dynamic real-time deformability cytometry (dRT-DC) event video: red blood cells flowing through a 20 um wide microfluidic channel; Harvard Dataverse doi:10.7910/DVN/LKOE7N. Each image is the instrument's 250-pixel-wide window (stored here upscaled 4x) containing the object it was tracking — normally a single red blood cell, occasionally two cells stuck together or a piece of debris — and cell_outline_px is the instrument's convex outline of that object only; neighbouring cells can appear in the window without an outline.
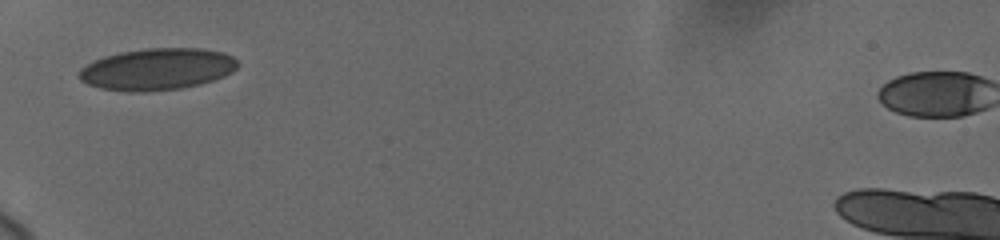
{"species": "human", "species_latin": "Homo sapiens", "temperature_condition": "cold", "stored_images_in_passage": 5, "camera_frame_rate_fps": 3000, "um_per_image_px": 0.085, "donor": {"sex": "female"}, "frame": {"image": 1, "passage_image": 1, "time_ms": 0.0, "image_size_px": [1000, 240], "cell_outline_px": [[240, 64], [232, 72], [224, 76], [200, 84], [180, 88], [148, 92], [128, 92], [100, 88], [88, 84], [80, 80], [76, 76], [80, 68], [104, 56], [120, 52], [144, 48], [204, 48], [224, 52], [232, 56]], "centroid_in_image_um": [13.35, 5.88], "position_along_channel_um": 71.6, "area_um2": 38.9}}
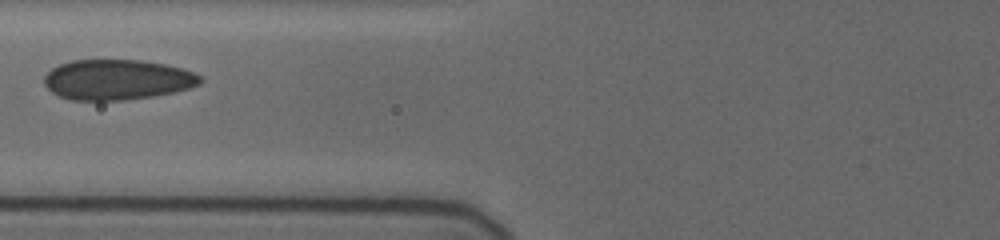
{"frame": {"image": 2, "passage_image": 3, "time_ms": 1.333, "image_size_px": [1000, 240], "cell_outline_px": [[204, 80], [200, 84], [188, 88], [172, 92], [152, 96], [124, 100], [72, 100], [60, 96], [52, 92], [44, 84], [44, 76], [52, 68], [60, 64], [72, 60], [144, 60], [164, 64], [180, 68], [192, 72], [200, 76]], "centroid_in_image_um": [9.95, 6.77], "position_along_channel_um": 115.9, "area_um2": 36.47}}
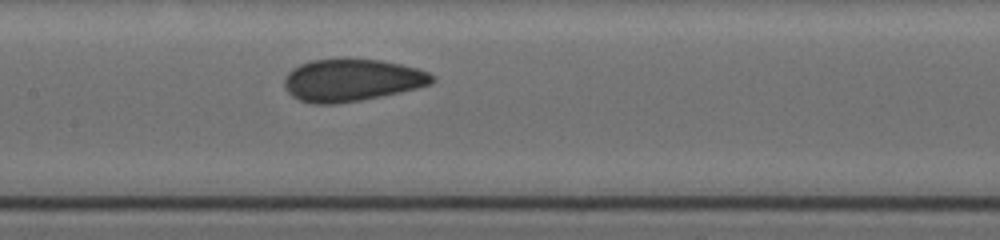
{"frame": {"image": 3, "passage_image": 5, "time_ms": 3.0, "image_size_px": [1000, 240], "cell_outline_px": [[436, 80], [432, 84], [400, 92], [360, 100], [336, 104], [312, 104], [300, 100], [292, 96], [284, 88], [284, 76], [292, 68], [300, 64], [312, 60], [340, 56], [344, 56], [380, 60], [400, 64], [416, 68], [428, 72], [436, 76]], "centroid_in_image_um": [29.88, 6.78], "position_along_channel_um": 177.5, "area_um2": 37.28}}